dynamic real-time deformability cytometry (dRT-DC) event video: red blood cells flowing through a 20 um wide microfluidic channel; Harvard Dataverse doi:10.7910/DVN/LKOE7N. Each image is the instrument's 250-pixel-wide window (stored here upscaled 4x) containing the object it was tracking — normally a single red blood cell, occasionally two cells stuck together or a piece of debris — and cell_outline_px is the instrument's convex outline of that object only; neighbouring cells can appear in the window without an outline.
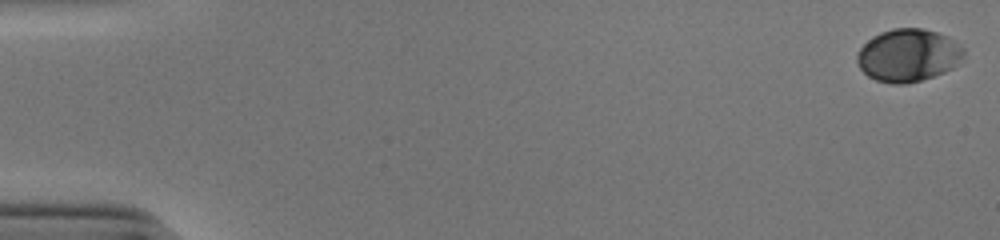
{"species": "human", "species_latin": "Homo sapiens", "temperature_condition": "cold", "stored_images_in_passage": 54, "camera_frame_rate_fps": 3000, "um_per_image_px": 0.085, "donor": {"sex": "male"}, "frame": {"image": 1, "passage_image": 1, "time_ms": 0.0, "image_size_px": [1000, 240], "cell_outline_px": [[964, 56], [952, 68], [944, 72], [908, 84], [892, 84], [876, 80], [868, 76], [860, 68], [856, 60], [856, 56], [860, 48], [872, 36], [880, 32], [892, 28], [924, 28], [948, 36], [964, 48]], "centroid_in_image_um": [77.18, 4.69], "position_along_channel_um": 7.8, "area_um2": 32.83}}
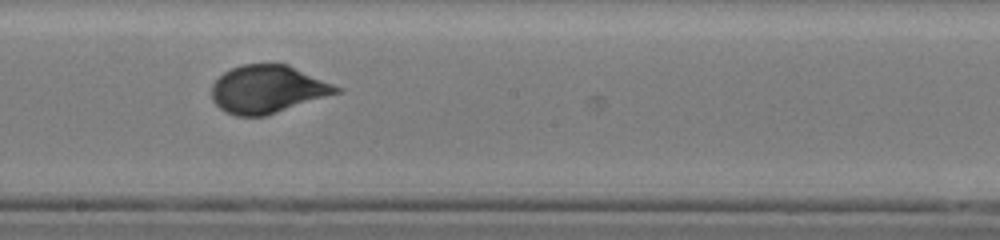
{"frame": {"image": 2, "passage_image": 31, "time_ms": 10.0, "image_size_px": [1000, 240], "cell_outline_px": [[344, 92], [264, 116], [236, 116], [224, 112], [212, 100], [212, 84], [224, 72], [232, 68], [244, 64], [288, 64], [344, 88]], "centroid_in_image_um": [22.8, 7.59], "position_along_channel_um": 225.4, "area_um2": 35.03}}
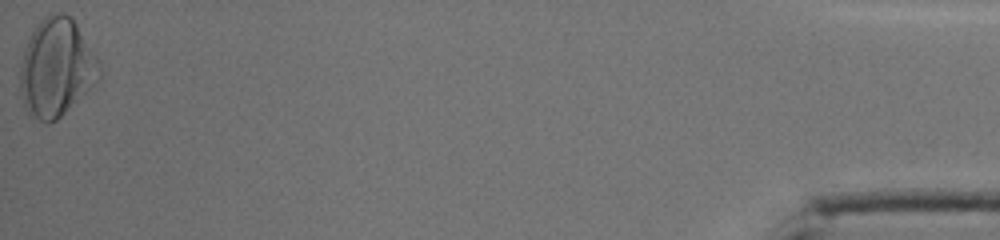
{"frame": {"image": 3, "passage_image": 54, "time_ms": 17.667, "image_size_px": [1000, 240], "cell_outline_px": [[100, 80], [96, 84], [56, 120], [48, 124], [44, 124], [28, 116], [24, 108], [20, 88], [20, 68], [24, 48], [32, 32], [40, 20], [48, 12], [64, 12], [72, 16], [100, 60]], "centroid_in_image_um": [4.8, 5.75], "position_along_channel_um": 430.4, "area_um2": 46.12}, "authors_computed_cell_mechanics": {"area_um2": 33.8708, "velocity_mm_per_s": 3.8642, "shape_relaxation_time_tau1_ms": 3.2969, "shape_relaxation_time_tau2_ms": null, "deformation_change_tau1": 0.1376, "deformation_change_tau2": null}}